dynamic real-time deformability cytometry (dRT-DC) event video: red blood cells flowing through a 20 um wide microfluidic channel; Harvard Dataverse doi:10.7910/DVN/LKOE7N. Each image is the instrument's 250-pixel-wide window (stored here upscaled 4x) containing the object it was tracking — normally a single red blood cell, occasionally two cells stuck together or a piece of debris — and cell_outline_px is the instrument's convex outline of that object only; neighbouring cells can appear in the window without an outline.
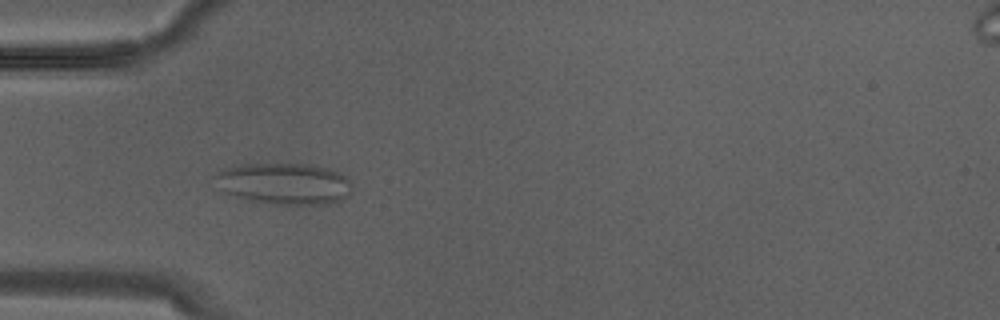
{"species": "Egyptian fruit bat (a non-hibernating species)", "species_latin": "Rousettus aegyptiacus", "temperature_condition": "warm", "stored_images_in_passage": 14, "camera_frame_rate_fps": 3000, "um_per_image_px": 0.085, "animal": {"sex": "male"}, "frame": {"image": 1, "passage_image": 7, "time_ms": 2.0, "image_size_px": [1000, 320], "cell_outline_px": [[352, 188], [348, 196], [340, 200], [324, 204], [268, 204], [248, 200], [216, 192], [212, 176], [216, 172], [224, 168], [240, 164], [308, 164], [332, 168], [340, 172], [348, 180]], "centroid_in_image_um": [24.03, 15.61], "position_along_channel_um": 61.0, "area_um2": 33.99}}
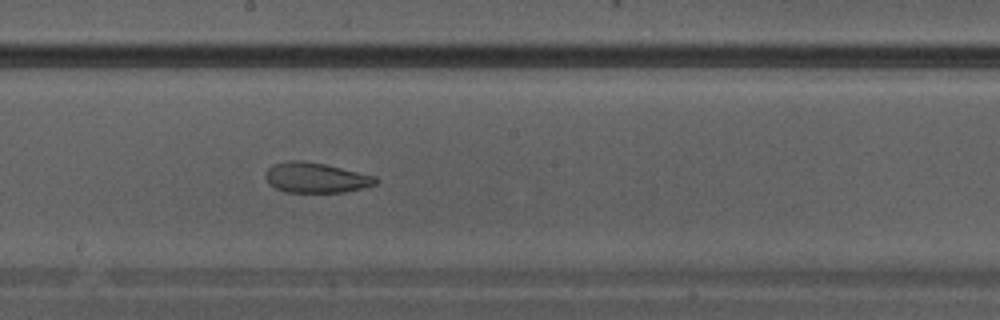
{"frame": {"image": 2, "passage_image": 14, "time_ms": 4.333, "image_size_px": [1000, 320], "cell_outline_px": [[380, 180], [376, 184], [364, 188], [344, 192], [284, 192], [268, 184], [264, 176], [264, 172], [272, 164], [288, 160], [304, 160], [324, 164], [376, 176]], "centroid_in_image_um": [26.82, 15.1], "position_along_channel_um": 221.4, "area_um2": 19.65}}